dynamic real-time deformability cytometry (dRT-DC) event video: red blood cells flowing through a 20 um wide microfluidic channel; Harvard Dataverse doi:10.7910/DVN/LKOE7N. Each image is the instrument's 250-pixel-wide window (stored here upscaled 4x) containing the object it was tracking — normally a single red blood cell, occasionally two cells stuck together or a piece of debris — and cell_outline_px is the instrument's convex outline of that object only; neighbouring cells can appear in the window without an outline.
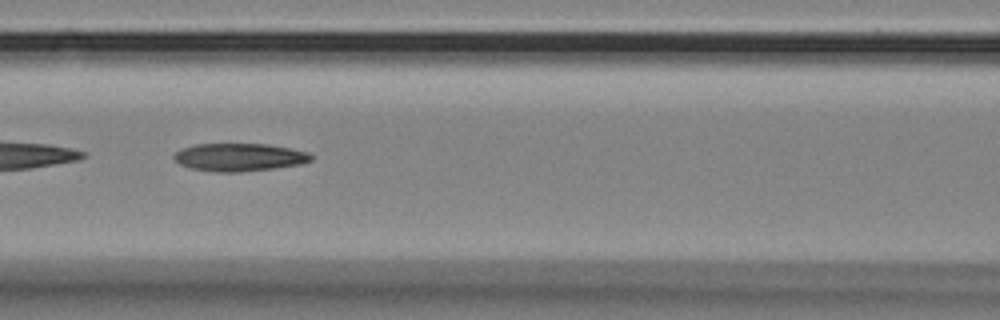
{"species": "Egyptian fruit bat (a non-hibernating species)", "species_latin": "Rousettus aegyptiacus", "temperature_condition": "room temperature", "stored_images_in_passage": 47, "camera_frame_rate_fps": 3000, "um_per_image_px": 0.085, "animal": {"sex": "female"}, "frame": {"image": 1, "passage_image": 20, "time_ms": 6.333, "image_size_px": [1000, 320], "cell_outline_px": [[312, 160], [300, 164], [272, 168], [240, 172], [216, 172], [192, 168], [180, 164], [172, 156], [176, 152], [184, 148], [196, 144], [268, 144], [308, 152], [312, 156]], "centroid_in_image_um": [20.34, 13.36], "position_along_channel_um": 146.3, "area_um2": 21.96}}
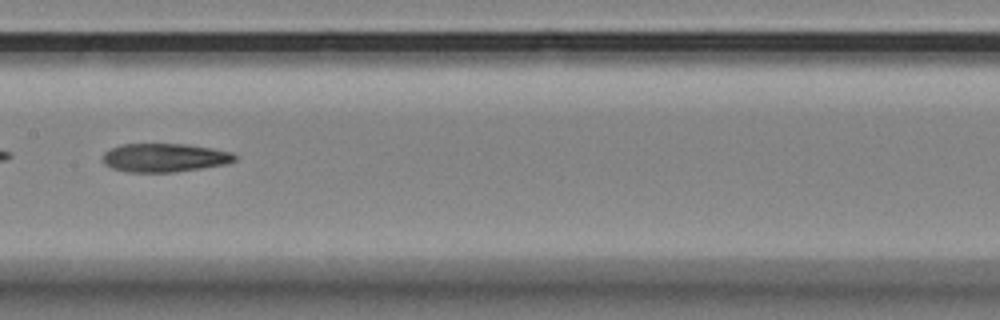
{"frame": {"image": 2, "passage_image": 24, "time_ms": 7.667, "image_size_px": [1000, 320], "cell_outline_px": [[236, 160], [228, 164], [172, 172], [128, 172], [112, 168], [104, 164], [104, 152], [120, 144], [188, 144], [212, 148], [232, 152], [236, 156]], "centroid_in_image_um": [14.01, 13.4], "position_along_channel_um": 193.4, "area_um2": 21.96}}
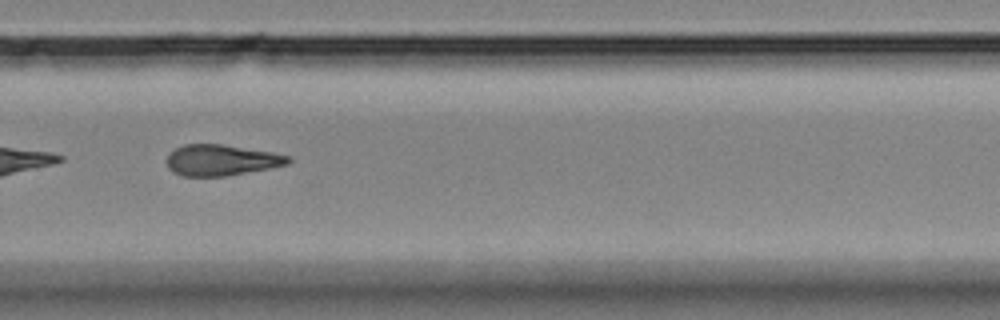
{"frame": {"image": 3, "passage_image": 34, "time_ms": 11.0, "image_size_px": [1000, 320], "cell_outline_px": [[292, 160], [288, 164], [268, 168], [224, 176], [184, 176], [172, 172], [168, 168], [168, 152], [184, 144], [220, 144], [272, 152], [292, 156]], "centroid_in_image_um": [18.8, 13.6], "position_along_channel_um": 311.0, "area_um2": 21.79}}